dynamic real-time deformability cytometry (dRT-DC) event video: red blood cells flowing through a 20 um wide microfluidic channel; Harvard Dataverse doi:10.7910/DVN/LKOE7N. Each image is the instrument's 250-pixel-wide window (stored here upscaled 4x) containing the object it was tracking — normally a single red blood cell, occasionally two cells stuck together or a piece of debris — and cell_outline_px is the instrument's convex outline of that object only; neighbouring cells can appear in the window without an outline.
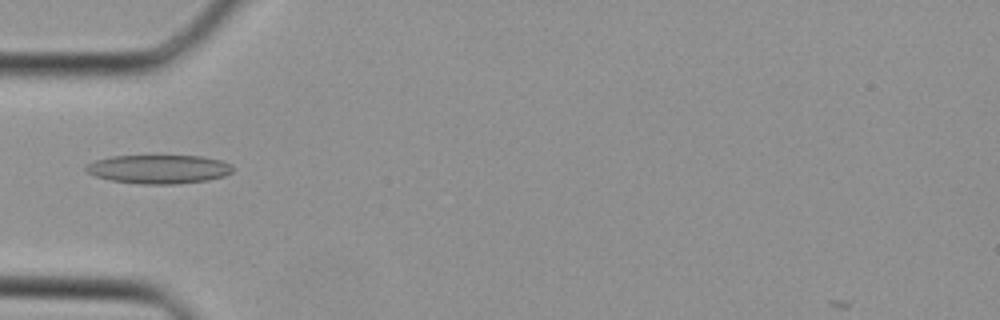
{"species": "Egyptian fruit bat (a non-hibernating species)", "species_latin": "Rousettus aegyptiacus", "temperature_condition": "cold", "stored_images_in_passage": 27, "camera_frame_rate_fps": 3000, "um_per_image_px": 0.085, "animal": {"sex": "female"}, "frame": {"image": 1, "passage_image": 1, "time_ms": 0.0, "image_size_px": [1000, 320], "cell_outline_px": [[232, 172], [224, 176], [208, 180], [176, 184], [140, 184], [112, 180], [96, 176], [88, 172], [84, 168], [88, 164], [96, 160], [112, 156], [204, 156], [220, 160], [232, 164]], "centroid_in_image_um": [13.53, 14.38], "position_along_channel_um": 71.5, "area_um2": 24.51}}
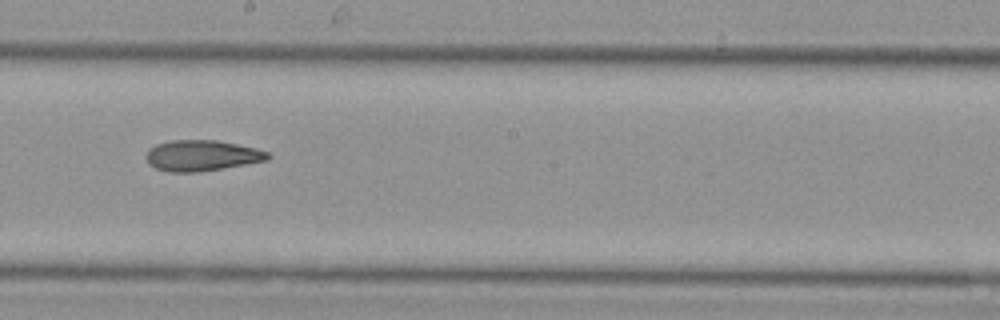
{"frame": {"image": 2, "passage_image": 10, "time_ms": 3.0, "image_size_px": [1000, 320], "cell_outline_px": [[272, 156], [268, 160], [224, 168], [200, 172], [168, 172], [156, 168], [148, 164], [144, 156], [148, 148], [156, 144], [168, 140], [216, 140], [256, 148], [268, 152]], "centroid_in_image_um": [17.11, 13.22], "position_along_channel_um": 231.1, "area_um2": 22.14}}
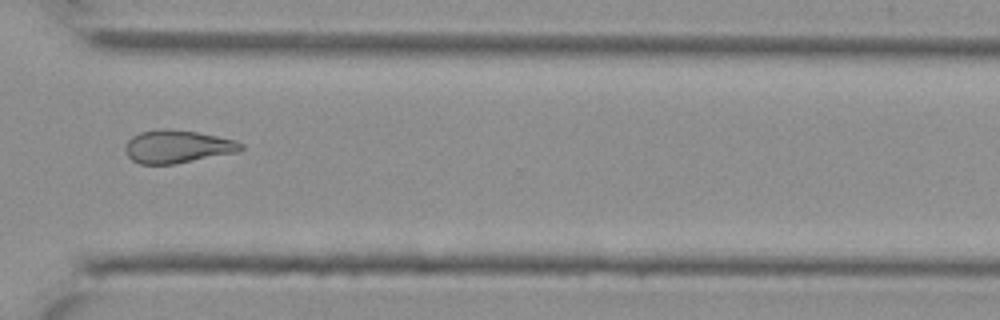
{"frame": {"image": 3, "passage_image": 17, "time_ms": 5.333, "image_size_px": [1000, 320], "cell_outline_px": [[244, 148], [236, 152], [172, 164], [140, 164], [132, 160], [128, 156], [124, 148], [128, 140], [132, 136], [140, 132], [160, 128], [164, 128], [196, 132], [236, 140], [244, 144]], "centroid_in_image_um": [15.05, 12.45], "position_along_channel_um": 355.6, "area_um2": 22.02}}